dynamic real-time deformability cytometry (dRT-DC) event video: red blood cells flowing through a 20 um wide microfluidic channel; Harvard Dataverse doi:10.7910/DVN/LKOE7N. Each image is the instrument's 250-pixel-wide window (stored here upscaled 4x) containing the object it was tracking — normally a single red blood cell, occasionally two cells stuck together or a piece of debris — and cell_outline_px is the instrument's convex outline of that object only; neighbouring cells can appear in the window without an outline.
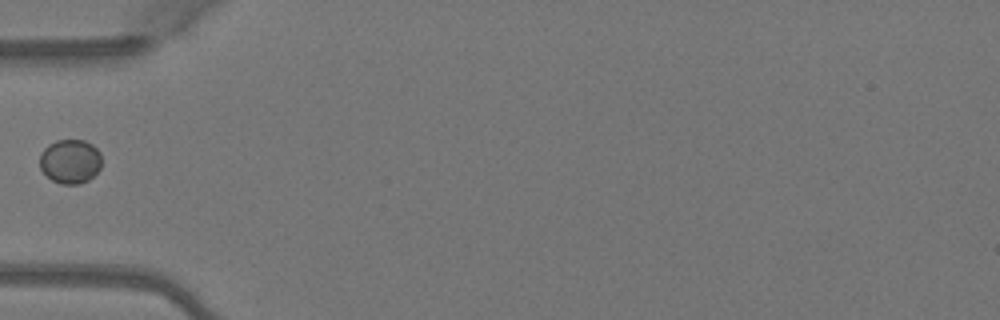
{"species": "Egyptian fruit bat (a non-hibernating species)", "species_latin": "Rousettus aegyptiacus", "temperature_condition": "warm", "stored_images_in_passage": 6, "camera_frame_rate_fps": 3000, "um_per_image_px": 0.085, "animal": {"sex": "female"}, "frame": {"image": 1, "passage_image": 5, "time_ms": 1.333, "image_size_px": [1000, 320], "cell_outline_px": [[100, 168], [88, 180], [80, 184], [60, 184], [52, 180], [40, 168], [40, 152], [48, 144], [56, 140], [84, 140], [92, 144], [100, 152]], "centroid_in_image_um": [5.95, 13.71], "position_along_channel_um": 79.1, "area_um2": 15.95}}
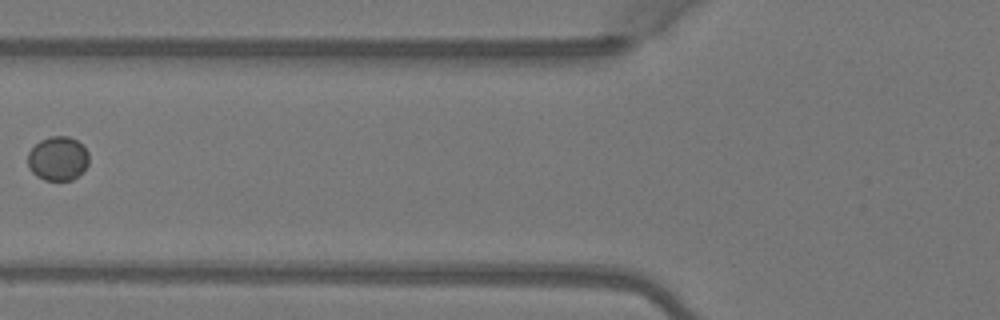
{"frame": {"image": 2, "passage_image": 6, "time_ms": 1.667, "image_size_px": [1000, 320], "cell_outline_px": [[88, 164], [72, 180], [44, 180], [36, 176], [28, 168], [28, 152], [40, 140], [52, 136], [68, 136], [76, 140], [88, 152]], "centroid_in_image_um": [4.89, 13.48], "position_along_channel_um": 120.9, "area_um2": 15.55}}